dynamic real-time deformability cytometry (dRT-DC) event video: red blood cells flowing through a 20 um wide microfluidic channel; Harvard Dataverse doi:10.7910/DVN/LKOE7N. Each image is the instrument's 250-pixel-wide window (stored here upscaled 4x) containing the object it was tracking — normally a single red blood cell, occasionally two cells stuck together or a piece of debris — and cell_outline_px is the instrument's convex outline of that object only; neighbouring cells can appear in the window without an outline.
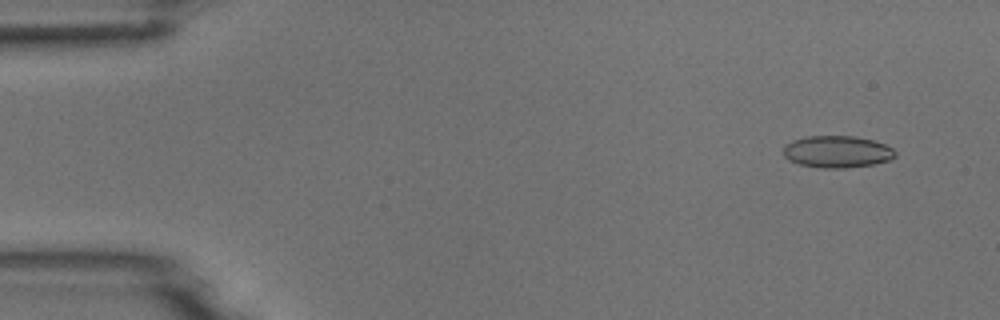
{"species": "common noctule bat (a hibernating species)", "species_latin": "Nyctalus noctula", "temperature_condition": "room temperature", "stored_images_in_passage": 51, "camera_frame_rate_fps": 3000, "um_per_image_px": 0.085, "animal": {"sex": "male", "body_mass_g": 18.8}, "frame": {"image": 1, "passage_image": 4, "time_ms": 1.0, "image_size_px": [1000, 320], "cell_outline_px": [[896, 156], [888, 160], [872, 164], [844, 168], [820, 168], [800, 164], [788, 160], [784, 156], [784, 144], [792, 140], [808, 136], [856, 136], [872, 140], [884, 144], [892, 148], [896, 152]], "centroid_in_image_um": [71.13, 12.89], "position_along_channel_um": 13.9, "area_um2": 20.81}}
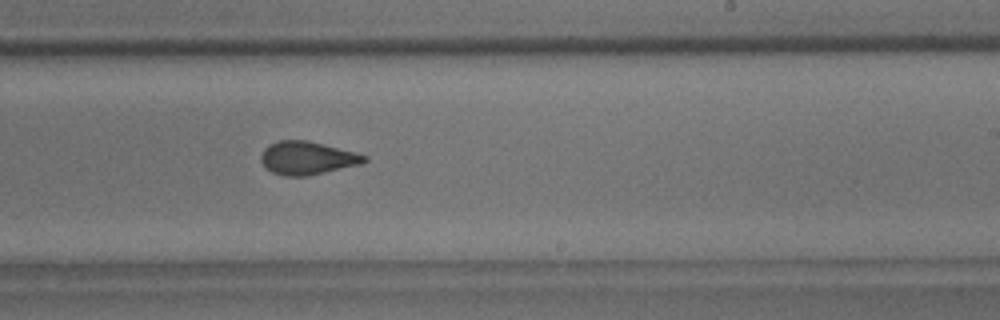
{"frame": {"image": 2, "passage_image": 31, "time_ms": 10.0, "image_size_px": [1000, 320], "cell_outline_px": [[368, 160], [360, 164], [308, 176], [284, 176], [272, 172], [264, 168], [260, 160], [260, 156], [264, 148], [268, 144], [276, 140], [308, 140], [356, 152], [368, 156]], "centroid_in_image_um": [26.08, 13.42], "position_along_channel_um": 262.9, "area_um2": 20.23}}
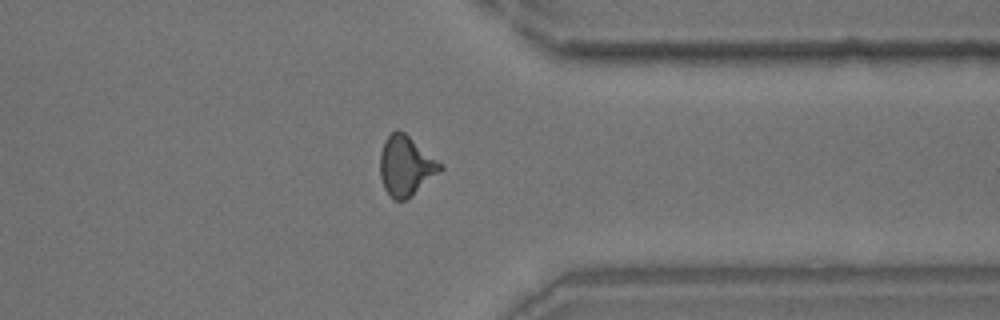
{"frame": {"image": 3, "passage_image": 40, "time_ms": 13.0, "image_size_px": [1000, 320], "cell_outline_px": [[444, 168], [440, 172], [408, 200], [396, 200], [384, 188], [380, 176], [380, 152], [384, 140], [392, 132], [404, 132], [436, 160]], "centroid_in_image_um": [34.48, 14.14], "position_along_channel_um": 376.9, "area_um2": 20.58}}